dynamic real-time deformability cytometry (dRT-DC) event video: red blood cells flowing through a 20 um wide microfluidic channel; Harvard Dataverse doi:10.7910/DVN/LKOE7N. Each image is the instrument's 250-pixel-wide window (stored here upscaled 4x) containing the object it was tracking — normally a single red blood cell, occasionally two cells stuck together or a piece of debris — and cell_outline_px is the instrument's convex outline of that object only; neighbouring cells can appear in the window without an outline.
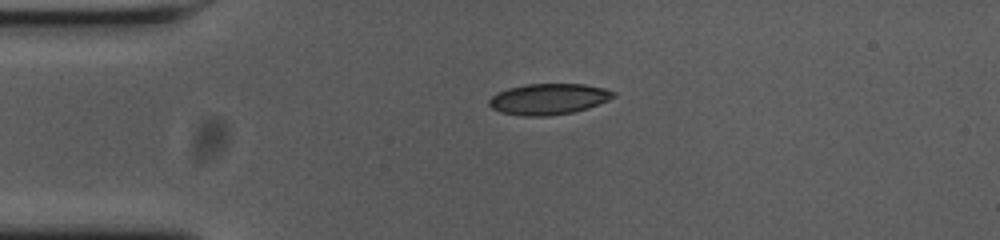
{"species": "common noctule bat (a hibernating species)", "species_latin": "Nyctalus noctula", "temperature_condition": "cold", "stored_images_in_passage": 1, "camera_frame_rate_fps": 3000, "um_per_image_px": 0.085, "animal": {"sex": "female", "body_mass_g": 23.0, "forearm_length_mm": 53.4}, "frame": {"image": 1, "passage_image": 1, "time_ms": 0.0, "image_size_px": [1000, 240], "cell_outline_px": [[604, 92], [592, 104], [580, 108], [572, 108], [508, 92], [520, 88], [544, 84], [564, 84], [592, 88]], "centroid_in_image_um": [47.72, 8.04], "position_along_channel_um": 37.3, "area_um2": 10.12}}